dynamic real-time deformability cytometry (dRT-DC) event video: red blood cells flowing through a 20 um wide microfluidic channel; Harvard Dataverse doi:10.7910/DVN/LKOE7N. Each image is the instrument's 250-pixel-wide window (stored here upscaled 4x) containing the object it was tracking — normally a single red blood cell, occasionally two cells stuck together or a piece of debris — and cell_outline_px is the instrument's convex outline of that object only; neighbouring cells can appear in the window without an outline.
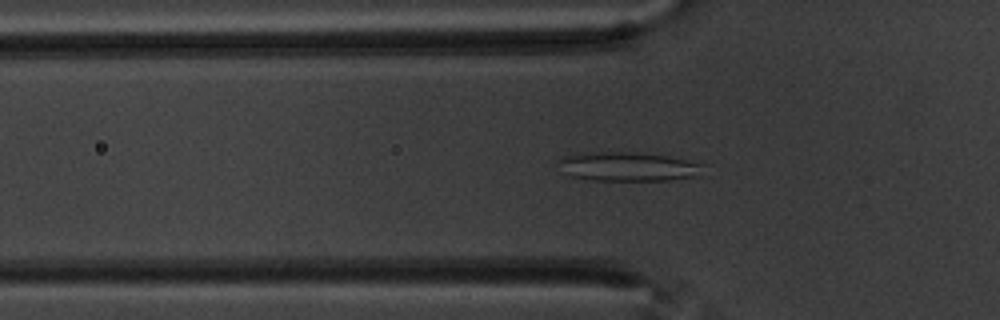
{"species": "common noctule bat (a hibernating species)", "species_latin": "Nyctalus noctula", "temperature_condition": "warm", "stored_images_in_passage": 51, "camera_frame_rate_fps": 3000, "um_per_image_px": 0.085, "animal": {"sex": "male", "body_mass_g": 20.1, "forearm_length_mm": 53.5}, "frame": {"image": 1, "passage_image": 12, "time_ms": 3.667, "image_size_px": [1000, 320], "cell_outline_px": [[708, 164], [700, 176], [668, 180], [596, 180], [572, 176], [556, 160], [564, 156], [584, 152], [636, 152], [668, 156]], "centroid_in_image_um": [53.51, 14.15], "position_along_channel_um": 72.3, "area_um2": 24.57}}
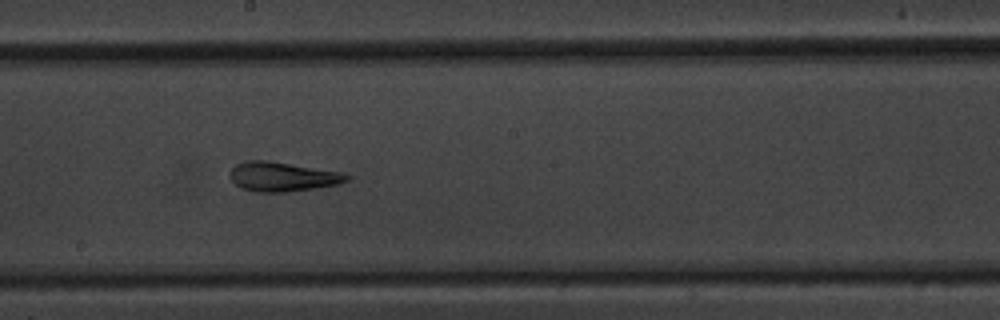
{"frame": {"image": 2, "passage_image": 25, "time_ms": 8.0, "image_size_px": [1000, 320], "cell_outline_px": [[352, 176], [348, 180], [336, 184], [288, 192], [256, 192], [240, 188], [228, 176], [228, 172], [236, 164], [244, 160], [268, 160], [340, 172]], "centroid_in_image_um": [23.94, 15.01], "position_along_channel_um": 224.3, "area_um2": 20.0}}
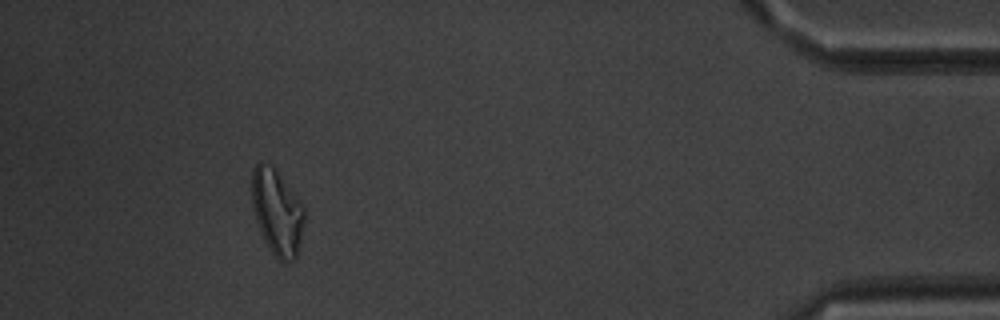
{"frame": {"image": 3, "passage_image": 46, "time_ms": 15.0, "image_size_px": [1000, 320], "cell_outline_px": [[304, 220], [300, 244], [296, 256], [292, 260], [284, 264], [276, 260], [268, 248], [264, 240], [256, 220], [252, 208], [252, 168], [260, 160], [272, 164], [276, 168], [300, 200], [304, 208]], "centroid_in_image_um": [23.54, 18.01], "position_along_channel_um": 411.7, "area_um2": 26.76}, "authors_computed_cell_mechanics": {"area_um2": 22.3108, "velocity_mm_per_s": 3.487, "shape_relaxation_time_tau1_ms": 9.1431, "shape_relaxation_time_tau2_ms": 3.5679, "deformation_change_tau1": 0.2196, "deformation_change_tau2": 0.101}}